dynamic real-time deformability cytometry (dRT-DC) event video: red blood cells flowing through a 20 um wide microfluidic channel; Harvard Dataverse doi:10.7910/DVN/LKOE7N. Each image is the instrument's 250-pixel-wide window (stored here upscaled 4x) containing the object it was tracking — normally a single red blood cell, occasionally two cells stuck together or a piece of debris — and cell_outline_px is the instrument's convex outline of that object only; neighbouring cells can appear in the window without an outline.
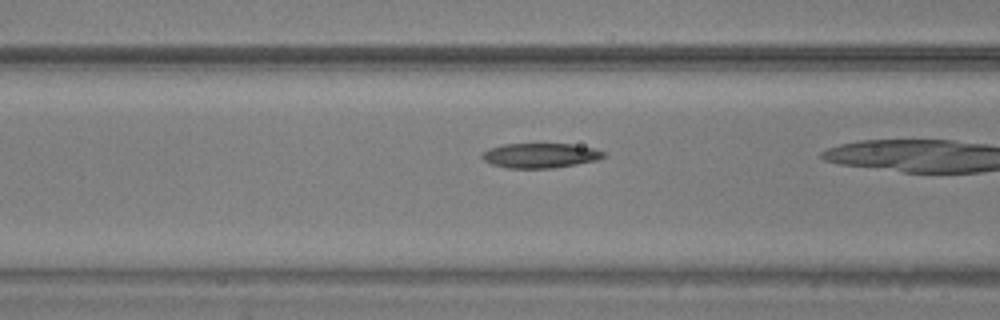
{"species": "common noctule bat (a hibernating species)", "species_latin": "Nyctalus noctula", "temperature_condition": "warm", "stored_images_in_passage": 27, "camera_frame_rate_fps": 3000, "um_per_image_px": 0.085, "animal": {"sex": "male", "body_mass_g": 20.5, "forearm_length_mm": 52.5}, "frame": {"image": 1, "passage_image": 8, "time_ms": 2.333, "image_size_px": [1000, 320], "cell_outline_px": [[608, 156], [596, 160], [576, 164], [552, 168], [508, 168], [492, 164], [484, 160], [480, 156], [488, 148], [504, 144], [572, 144], [592, 148], [608, 152]], "centroid_in_image_um": [45.95, 13.21], "position_along_channel_um": 120.6, "area_um2": 17.57}}